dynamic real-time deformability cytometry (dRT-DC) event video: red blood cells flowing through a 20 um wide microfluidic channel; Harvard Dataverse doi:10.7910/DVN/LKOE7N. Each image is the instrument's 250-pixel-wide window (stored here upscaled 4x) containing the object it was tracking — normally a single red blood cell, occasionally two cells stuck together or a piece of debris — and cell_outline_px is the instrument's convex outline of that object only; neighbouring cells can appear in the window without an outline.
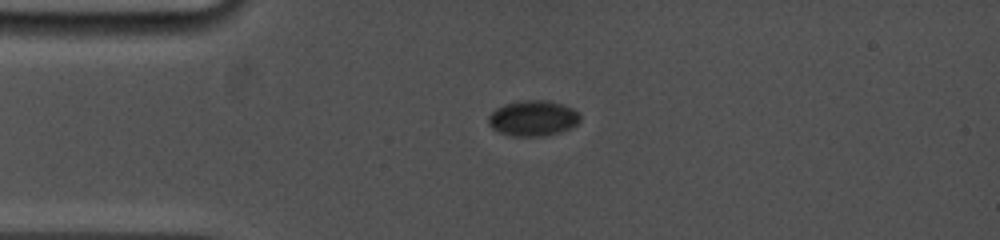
{"species": "common noctule bat (a hibernating species)", "species_latin": "Nyctalus noctula", "temperature_condition": "cold", "stored_images_in_passage": 2, "camera_frame_rate_fps": 5000, "um_per_image_px": 0.085, "animal": {"sex": "female", "body_mass_g": 19.0, "forearm_length_mm": 53.3}, "frame": {"image": 1, "passage_image": 1, "time_ms": 0.0, "image_size_px": [1000, 240], "cell_outline_px": [[580, 120], [572, 128], [560, 132], [544, 136], [512, 136], [500, 132], [492, 128], [488, 124], [488, 116], [496, 108], [504, 104], [520, 100], [544, 100], [560, 104], [572, 108], [580, 112]], "centroid_in_image_um": [45.31, 10.05], "position_along_channel_um": 39.7, "area_um2": 19.07}}